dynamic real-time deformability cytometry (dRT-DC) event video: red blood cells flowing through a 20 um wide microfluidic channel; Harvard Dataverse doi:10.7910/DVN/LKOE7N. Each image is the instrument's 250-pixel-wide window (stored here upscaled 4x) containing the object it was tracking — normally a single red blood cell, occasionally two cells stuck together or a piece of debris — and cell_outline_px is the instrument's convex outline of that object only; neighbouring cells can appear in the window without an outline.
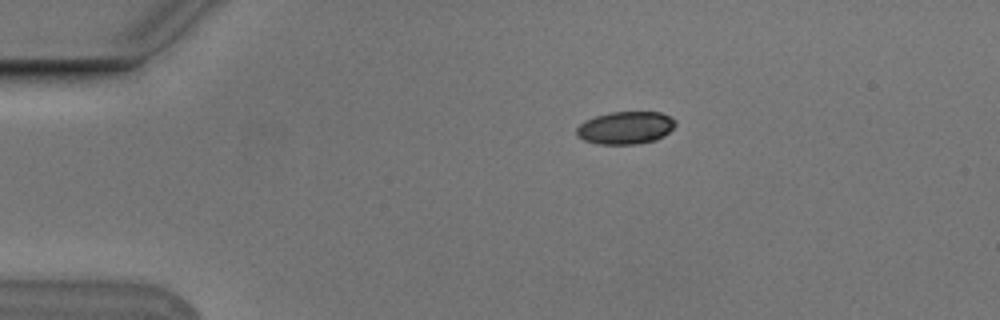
{"species": "Egyptian fruit bat (a non-hibernating species)", "species_latin": "Rousettus aegyptiacus", "temperature_condition": "cold", "stored_images_in_passage": 7, "camera_frame_rate_fps": 3000, "um_per_image_px": 0.085, "animal": {"sex": "male"}, "frame": {"image": 1, "passage_image": 1, "time_ms": 0.0, "image_size_px": [1000, 320], "cell_outline_px": [[676, 124], [664, 136], [656, 140], [636, 144], [596, 144], [584, 140], [576, 136], [576, 128], [580, 124], [596, 116], [608, 112], [660, 112], [672, 116], [676, 120]], "centroid_in_image_um": [53.18, 10.86], "position_along_channel_um": 31.8, "area_um2": 18.9}}
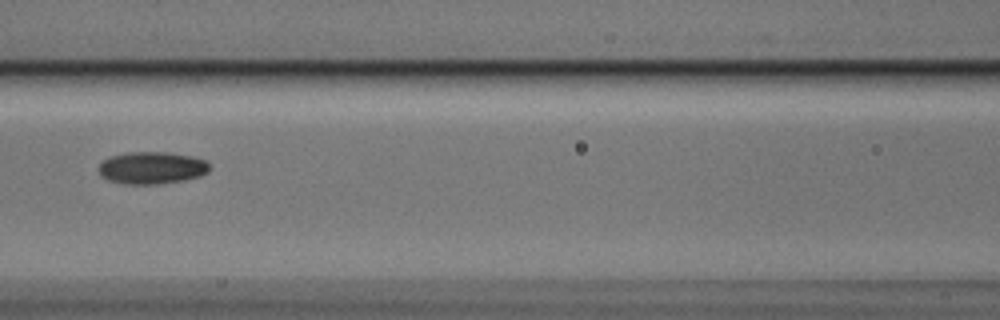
{"frame": {"image": 2, "passage_image": 4, "time_ms": 1.0, "image_size_px": [1000, 320], "cell_outline_px": [[208, 172], [200, 176], [184, 180], [156, 184], [124, 184], [108, 180], [100, 176], [100, 164], [104, 160], [112, 156], [128, 152], [168, 152], [192, 156], [208, 160]], "centroid_in_image_um": [12.92, 14.26], "position_along_channel_um": 153.7, "area_um2": 20.81}}
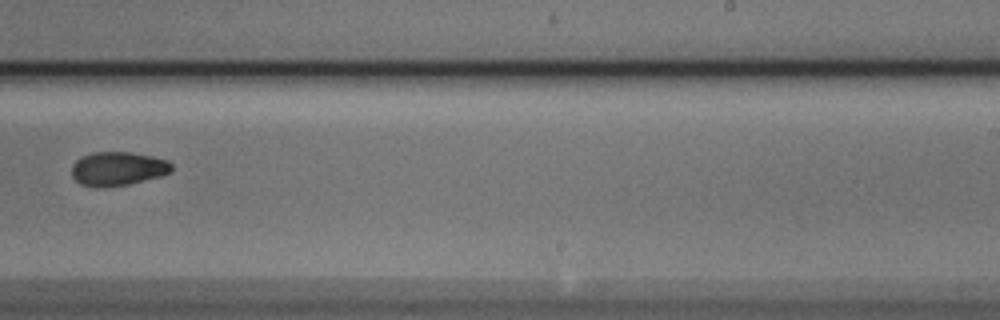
{"frame": {"image": 3, "passage_image": 7, "time_ms": 2.0, "image_size_px": [1000, 320], "cell_outline_px": [[172, 172], [164, 176], [128, 184], [96, 188], [80, 184], [72, 176], [72, 164], [80, 156], [92, 152], [132, 152], [152, 156], [168, 160], [172, 164]], "centroid_in_image_um": [10.03, 14.34], "position_along_channel_um": 279.0, "area_um2": 20.06}}